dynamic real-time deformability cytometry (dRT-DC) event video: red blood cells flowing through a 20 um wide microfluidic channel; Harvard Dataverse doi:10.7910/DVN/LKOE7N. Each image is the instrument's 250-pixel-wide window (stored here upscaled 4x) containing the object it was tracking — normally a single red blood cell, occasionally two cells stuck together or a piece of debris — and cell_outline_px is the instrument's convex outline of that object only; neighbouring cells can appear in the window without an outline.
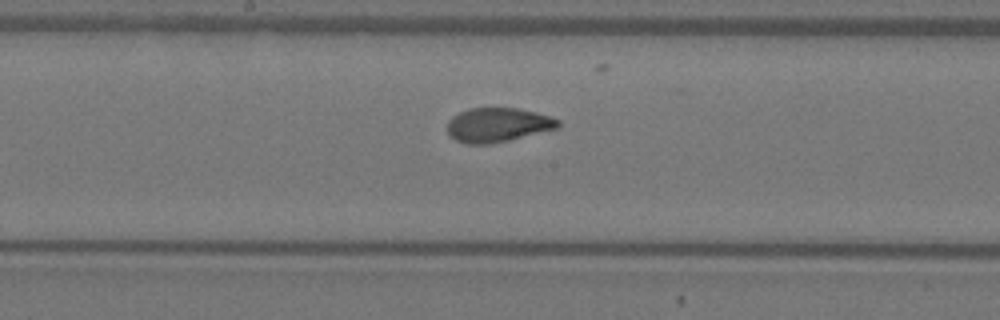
{"species": "Egyptian fruit bat (a non-hibernating species)", "species_latin": "Rousettus aegyptiacus", "temperature_condition": "warm", "stored_images_in_passage": 9, "camera_frame_rate_fps": 3000, "um_per_image_px": 0.085, "animal": {"sex": "female"}, "frame": {"image": 1, "passage_image": 9, "time_ms": 2.667, "image_size_px": [1000, 320], "cell_outline_px": [[560, 124], [556, 128], [508, 140], [488, 144], [468, 144], [456, 140], [448, 136], [448, 120], [452, 116], [468, 108], [516, 108], [536, 112], [560, 120]], "centroid_in_image_um": [42.26, 10.61], "position_along_channel_um": 205.9, "area_um2": 21.91}}